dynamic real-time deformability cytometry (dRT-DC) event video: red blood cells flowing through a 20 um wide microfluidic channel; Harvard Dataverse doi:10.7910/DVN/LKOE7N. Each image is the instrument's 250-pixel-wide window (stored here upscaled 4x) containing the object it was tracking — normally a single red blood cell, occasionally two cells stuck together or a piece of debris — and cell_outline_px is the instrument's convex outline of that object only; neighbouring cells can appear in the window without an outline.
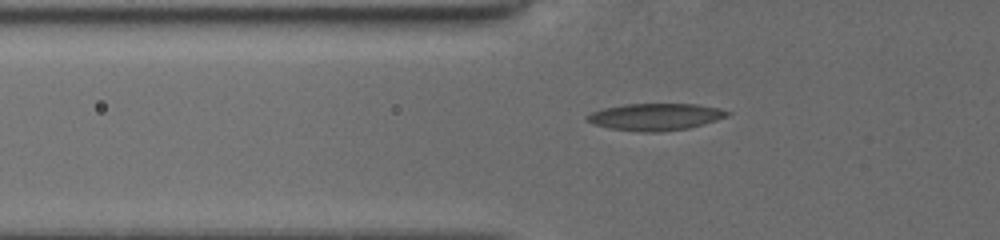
{"species": "common noctule bat (a hibernating species)", "species_latin": "Nyctalus noctula", "temperature_condition": "cold", "stored_images_in_passage": 41, "camera_frame_rate_fps": 3000, "um_per_image_px": 0.085, "animal": {"sex": "female", "body_mass_g": 19.5, "forearm_length_mm": 54.1}, "frame": {"image": 1, "passage_image": 8, "time_ms": 2.0, "image_size_px": [1000, 240], "cell_outline_px": [[732, 112], [728, 116], [704, 124], [688, 128], [660, 132], [644, 132], [612, 128], [592, 124], [584, 120], [584, 116], [592, 112], [604, 108], [624, 104], [696, 104], [720, 108]], "centroid_in_image_um": [55.71, 9.92], "position_along_channel_um": 70.1, "area_um2": 22.08}}
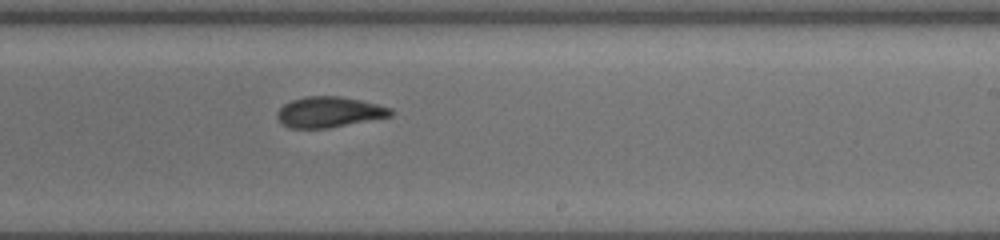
{"frame": {"image": 2, "passage_image": 25, "time_ms": 7.0, "image_size_px": [1000, 240], "cell_outline_px": [[392, 116], [328, 128], [292, 128], [284, 124], [276, 116], [276, 112], [284, 104], [292, 100], [304, 96], [336, 96], [360, 100], [392, 108]], "centroid_in_image_um": [27.97, 9.52], "position_along_channel_um": 261.0, "area_um2": 20.06}}
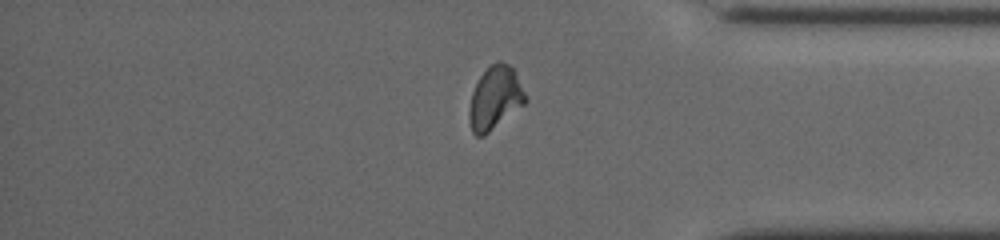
{"frame": {"image": 3, "passage_image": 36, "time_ms": 10.667, "image_size_px": [1000, 240], "cell_outline_px": [[528, 100], [524, 104], [484, 136], [476, 136], [472, 132], [468, 120], [468, 112], [472, 92], [480, 76], [496, 60], [500, 60], [508, 64], [516, 72]], "centroid_in_image_um": [42.07, 8.33], "position_along_channel_um": 393.1, "area_um2": 20.63}}